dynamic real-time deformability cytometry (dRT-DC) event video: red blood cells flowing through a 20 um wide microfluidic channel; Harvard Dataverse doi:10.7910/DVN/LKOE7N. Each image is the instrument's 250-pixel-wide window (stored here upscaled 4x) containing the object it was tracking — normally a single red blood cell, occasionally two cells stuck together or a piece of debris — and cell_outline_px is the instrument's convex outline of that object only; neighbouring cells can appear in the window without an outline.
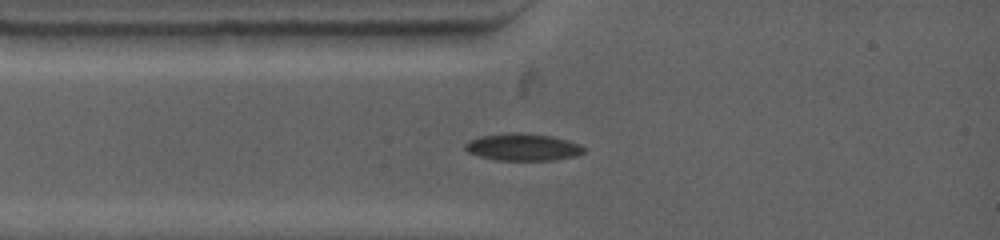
{"species": "common noctule bat (a hibernating species)", "species_latin": "Nyctalus noctula", "temperature_condition": "warm", "stored_images_in_passage": 2, "camera_frame_rate_fps": 4500, "um_per_image_px": 0.085, "animal": {"sex": "female", "body_mass_g": 19.0, "forearm_length_mm": 53.3}, "frame": {"image": 1, "passage_image": 1, "time_ms": 0.0, "image_size_px": [1000, 240], "cell_outline_px": [[584, 152], [552, 160], [500, 160], [480, 156], [468, 152], [464, 148], [464, 144], [480, 136], [504, 132], [520, 132], [552, 136], [576, 144], [584, 148]], "centroid_in_image_um": [44.35, 12.48], "position_along_channel_um": 40.7, "area_um2": 18.32}}